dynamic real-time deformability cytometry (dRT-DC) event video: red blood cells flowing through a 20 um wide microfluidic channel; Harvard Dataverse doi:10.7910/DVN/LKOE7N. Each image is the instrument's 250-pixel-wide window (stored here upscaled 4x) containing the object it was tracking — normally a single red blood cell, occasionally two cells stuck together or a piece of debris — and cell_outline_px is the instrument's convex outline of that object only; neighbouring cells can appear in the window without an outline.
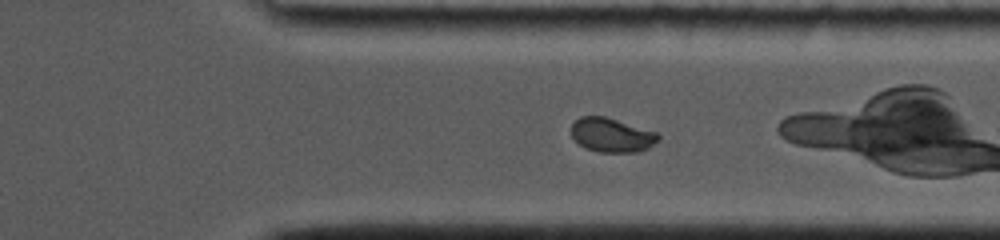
{"species": "common noctule bat (a hibernating species)", "species_latin": "Nyctalus noctula", "temperature_condition": "cold", "stored_images_in_passage": 70, "camera_frame_rate_fps": 5000, "um_per_image_px": 0.085, "animal": {"sex": "female", "body_mass_g": 19.0, "forearm_length_mm": 53.3}, "frame": {"image": 1, "passage_image": 51, "time_ms": 7.4, "image_size_px": [1000, 240], "cell_outline_px": [[660, 140], [648, 148], [636, 152], [600, 152], [584, 148], [572, 136], [572, 124], [580, 116], [604, 116], [656, 132], [660, 136]], "centroid_in_image_um": [52.0, 11.49], "position_along_channel_um": 359.4, "area_um2": 17.17}}